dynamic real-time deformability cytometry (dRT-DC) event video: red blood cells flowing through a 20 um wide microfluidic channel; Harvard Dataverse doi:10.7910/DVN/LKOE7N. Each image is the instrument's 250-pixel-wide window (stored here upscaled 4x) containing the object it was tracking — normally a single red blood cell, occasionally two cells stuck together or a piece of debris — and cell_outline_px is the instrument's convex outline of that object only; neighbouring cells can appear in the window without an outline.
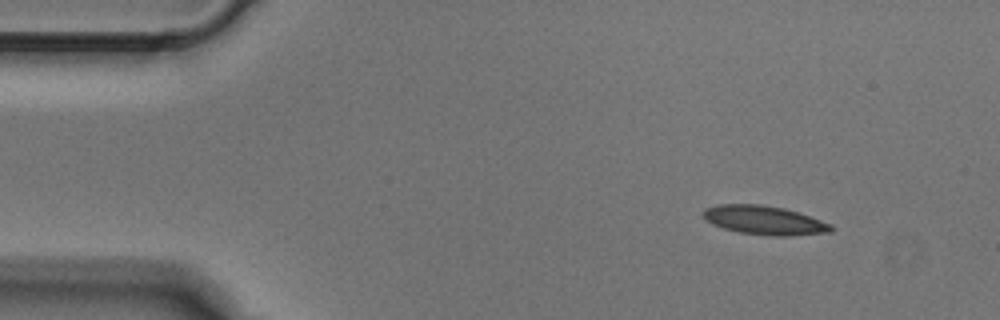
{"species": "Egyptian fruit bat (a non-hibernating species)", "species_latin": "Rousettus aegyptiacus", "temperature_condition": "cold", "stored_images_in_passage": 4, "camera_frame_rate_fps": 3000, "um_per_image_px": 0.085, "animal": {"sex": "male"}, "frame": {"image": 1, "passage_image": 1, "time_ms": 0.0, "image_size_px": [1000, 320], "cell_outline_px": [[836, 228], [832, 232], [792, 236], [768, 236], [740, 232], [724, 228], [712, 224], [704, 216], [704, 208], [720, 204], [760, 204], [784, 208], [832, 224]], "centroid_in_image_um": [65.02, 18.73], "position_along_channel_um": 20.0, "area_um2": 21.5}}
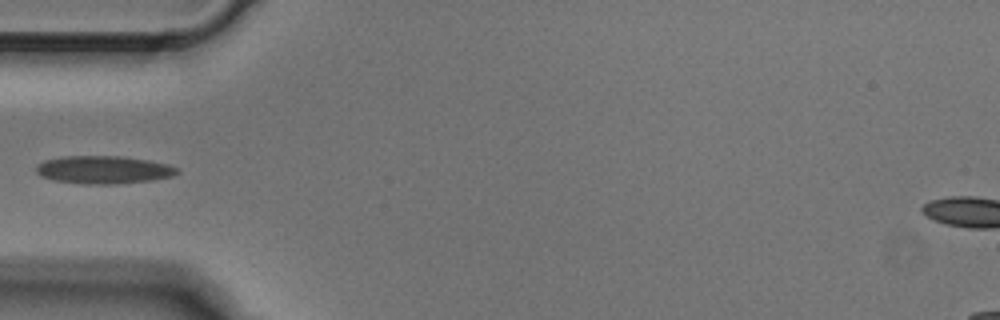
{"frame": {"image": 2, "passage_image": 3, "time_ms": 0.667, "image_size_px": [1000, 320], "cell_outline_px": [[180, 172], [172, 176], [148, 180], [112, 184], [84, 184], [52, 180], [40, 176], [36, 172], [36, 164], [44, 160], [60, 156], [124, 156], [148, 160], [168, 164], [180, 168]], "centroid_in_image_um": [8.77, 14.42], "position_along_channel_um": 76.2, "area_um2": 23.06}}
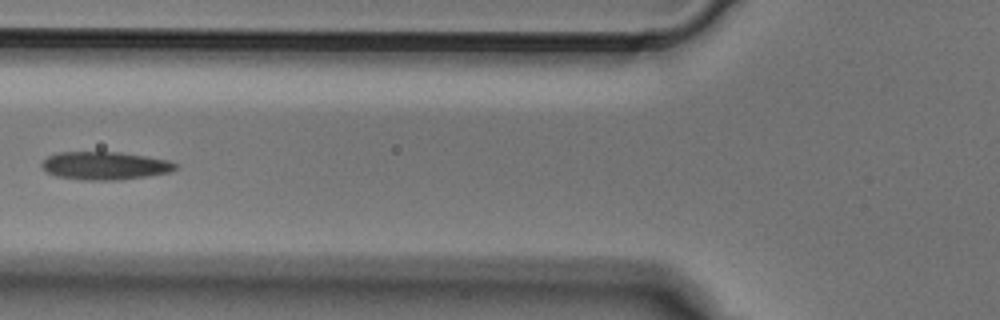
{"frame": {"image": 3, "passage_image": 4, "time_ms": 1.0, "image_size_px": [1000, 320], "cell_outline_px": [[180, 164], [176, 168], [168, 172], [148, 176], [120, 180], [84, 180], [56, 176], [48, 172], [40, 164], [48, 156], [60, 152], [120, 152], [148, 156], [168, 160]], "centroid_in_image_um": [8.95, 14.08], "position_along_channel_um": 116.8, "area_um2": 21.85}}